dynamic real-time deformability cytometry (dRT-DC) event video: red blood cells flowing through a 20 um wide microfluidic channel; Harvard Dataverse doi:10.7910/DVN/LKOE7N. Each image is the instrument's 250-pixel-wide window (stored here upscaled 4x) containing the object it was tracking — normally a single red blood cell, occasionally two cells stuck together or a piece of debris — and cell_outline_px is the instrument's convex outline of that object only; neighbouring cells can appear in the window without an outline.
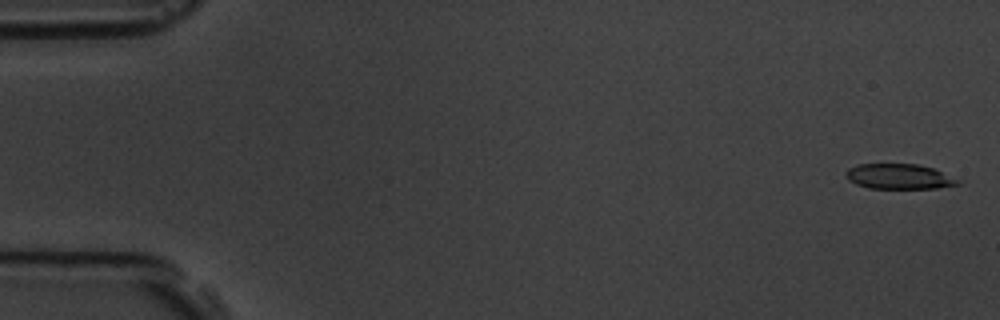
{"species": "common noctule bat (a hibernating species)", "species_latin": "Nyctalus noctula", "temperature_condition": "room temperature", "stored_images_in_passage": 4, "camera_frame_rate_fps": 3000, "um_per_image_px": 0.085, "animal": {"sex": "male", "body_mass_g": 19.5, "forearm_length_mm": 54.6}, "frame": {"image": 1, "passage_image": 1, "time_ms": 0.0, "image_size_px": [1000, 320], "cell_outline_px": [[960, 184], [936, 188], [868, 188], [856, 184], [848, 180], [844, 172], [848, 168], [856, 164], [916, 164], [932, 168], [960, 180]], "centroid_in_image_um": [76.37, 15.0], "position_along_channel_um": 8.6, "area_um2": 16.36}}